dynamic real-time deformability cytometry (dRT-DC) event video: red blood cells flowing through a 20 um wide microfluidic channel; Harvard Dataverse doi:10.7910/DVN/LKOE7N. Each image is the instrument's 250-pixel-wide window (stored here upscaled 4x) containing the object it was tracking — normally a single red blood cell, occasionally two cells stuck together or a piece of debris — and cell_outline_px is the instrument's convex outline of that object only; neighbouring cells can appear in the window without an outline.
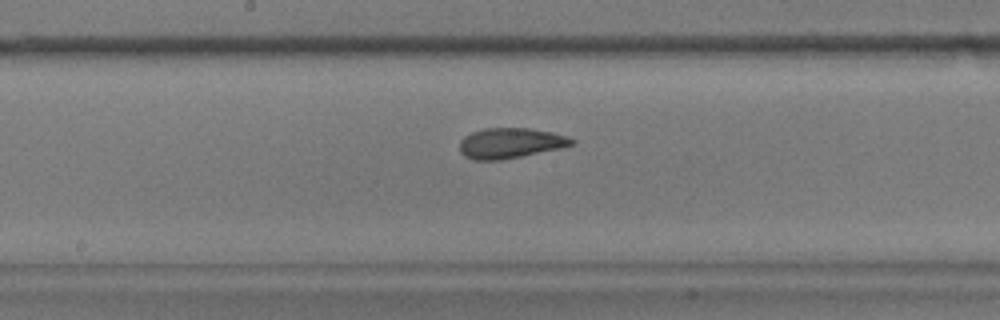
{"species": "common noctule bat (a hibernating species)", "species_latin": "Nyctalus noctula", "temperature_condition": "warm", "stored_images_in_passage": 42, "camera_frame_rate_fps": 3000, "um_per_image_px": 0.085, "animal": {"sex": "male", "body_mass_g": 17.9}, "frame": {"image": 1, "passage_image": 20, "time_ms": 6.333, "image_size_px": [1000, 320], "cell_outline_px": [[576, 140], [572, 144], [560, 148], [500, 160], [472, 160], [464, 156], [460, 152], [460, 140], [464, 136], [472, 132], [484, 128], [528, 128], [552, 132], [568, 136]], "centroid_in_image_um": [43.35, 12.16], "position_along_channel_um": 204.9, "area_um2": 19.77}}
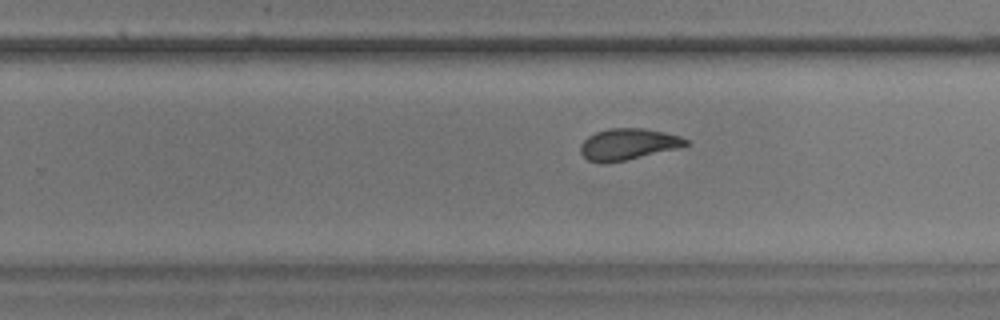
{"frame": {"image": 2, "passage_image": 26, "time_ms": 8.333, "image_size_px": [1000, 320], "cell_outline_px": [[688, 144], [676, 148], [624, 160], [600, 164], [588, 160], [580, 152], [580, 144], [588, 136], [596, 132], [608, 128], [644, 128], [664, 132], [680, 136], [688, 140]], "centroid_in_image_um": [53.33, 12.25], "position_along_channel_um": 276.5, "area_um2": 19.02}}
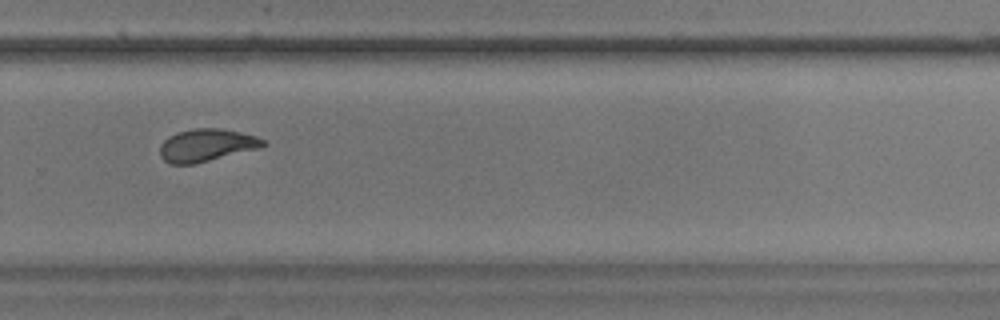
{"frame": {"image": 3, "passage_image": 29, "time_ms": 9.333, "image_size_px": [1000, 320], "cell_outline_px": [[268, 144], [260, 148], [196, 164], [168, 164], [160, 156], [160, 144], [168, 136], [176, 132], [192, 128], [220, 128], [240, 132], [256, 136], [264, 140]], "centroid_in_image_um": [17.54, 12.34], "position_along_channel_um": 312.3, "area_um2": 19.88}, "authors_computed_cell_mechanics": {"area_um2": 19.7387, "velocity_mm_per_s": 3.5969, "shape_relaxation_time_tau1_ms": null, "shape_relaxation_time_tau2_ms": 1.5112, "deformation_change_tau1": null, "deformation_change_tau2": 0.0876}}